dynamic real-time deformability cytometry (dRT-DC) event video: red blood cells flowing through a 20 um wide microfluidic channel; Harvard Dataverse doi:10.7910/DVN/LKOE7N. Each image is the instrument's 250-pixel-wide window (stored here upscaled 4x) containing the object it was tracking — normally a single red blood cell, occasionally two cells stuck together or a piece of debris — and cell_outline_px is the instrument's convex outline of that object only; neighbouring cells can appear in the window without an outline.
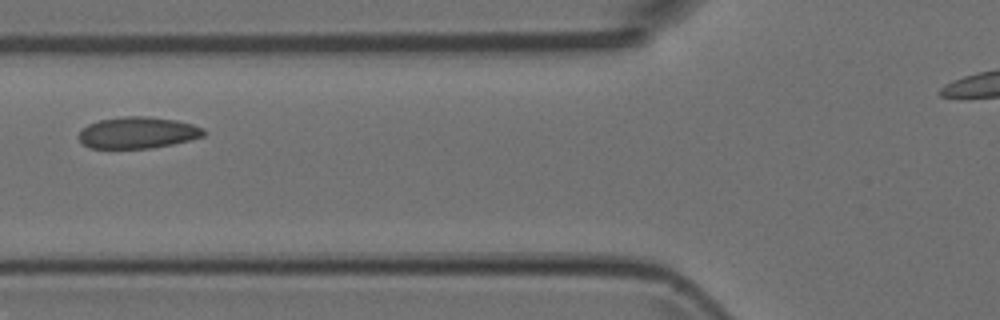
{"species": "Egyptian fruit bat (a non-hibernating species)", "species_latin": "Rousettus aegyptiacus", "temperature_condition": "room temperature", "stored_images_in_passage": 5, "camera_frame_rate_fps": 3000, "um_per_image_px": 0.085, "animal": {"sex": "female"}, "frame": {"image": 1, "passage_image": 5, "time_ms": 1.333, "image_size_px": [1000, 320], "cell_outline_px": [[208, 132], [204, 136], [172, 144], [152, 148], [88, 148], [76, 136], [88, 124], [100, 120], [124, 116], [148, 116], [176, 120], [192, 124], [204, 128]], "centroid_in_image_um": [11.72, 11.27], "position_along_channel_um": 114.1, "area_um2": 23.0}}